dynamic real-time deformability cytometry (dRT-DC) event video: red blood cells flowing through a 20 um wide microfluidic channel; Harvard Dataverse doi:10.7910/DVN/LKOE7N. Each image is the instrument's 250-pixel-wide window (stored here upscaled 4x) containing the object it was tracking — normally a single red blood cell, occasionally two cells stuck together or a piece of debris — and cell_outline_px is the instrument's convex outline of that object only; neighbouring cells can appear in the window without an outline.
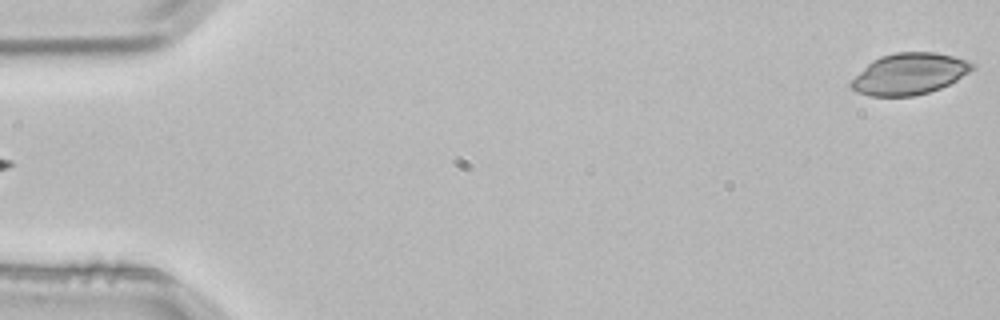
{"species": "common noctule bat (a hibernating species)", "species_latin": "Nyctalus noctula", "temperature_condition": "room temperature", "stored_images_in_passage": 3, "segment_of_instrument_passage": [2, 2], "camera_frame_rate_fps": 3000, "um_per_image_px": 0.085, "animal": {"sex": "male", "body_mass_g": 21.5, "forearm_length_mm": 52.0}, "frame": {"image": 1, "passage_image": 3, "time_ms": 0.667, "image_size_px": [1000, 320], "cell_outline_px": [[976, 68], [956, 80], [940, 88], [928, 92], [912, 96], [868, 96], [856, 92], [848, 84], [872, 60], [880, 56], [896, 52], [936, 52], [968, 60]], "centroid_in_image_um": [77.29, 6.28], "position_along_channel_um": 7.7, "area_um2": 29.07}}